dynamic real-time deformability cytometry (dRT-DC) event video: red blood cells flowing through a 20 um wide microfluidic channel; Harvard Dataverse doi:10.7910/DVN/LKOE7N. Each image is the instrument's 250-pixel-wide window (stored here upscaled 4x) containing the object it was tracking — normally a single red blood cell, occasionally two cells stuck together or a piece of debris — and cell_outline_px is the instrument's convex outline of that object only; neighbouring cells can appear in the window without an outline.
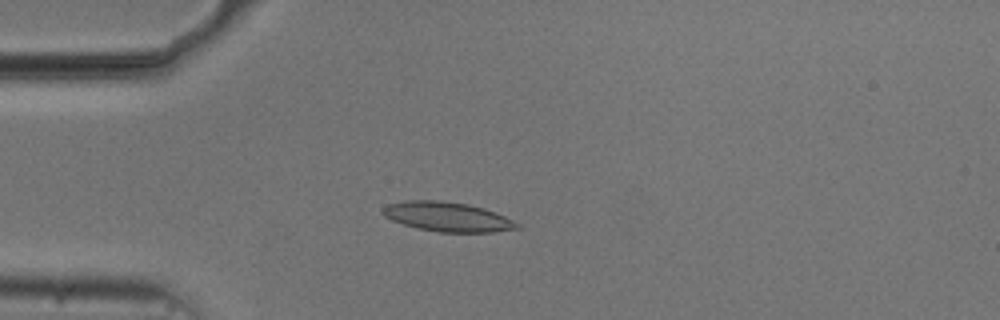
{"species": "common noctule bat (a hibernating species)", "species_latin": "Nyctalus noctula", "temperature_condition": "cold", "stored_images_in_passage": 54, "camera_frame_rate_fps": 3000, "um_per_image_px": 0.085, "animal": {"sex": "male", "body_mass_g": 20.5, "forearm_length_mm": 52.5}, "frame": {"image": 1, "passage_image": 14, "time_ms": 4.333, "image_size_px": [1000, 320], "cell_outline_px": [[520, 228], [492, 232], [440, 232], [416, 228], [392, 220], [384, 216], [380, 212], [380, 208], [388, 204], [408, 200], [440, 200], [468, 204], [484, 208], [504, 216], [520, 224]], "centroid_in_image_um": [38.0, 18.42], "position_along_channel_um": 47.0, "area_um2": 23.12}}
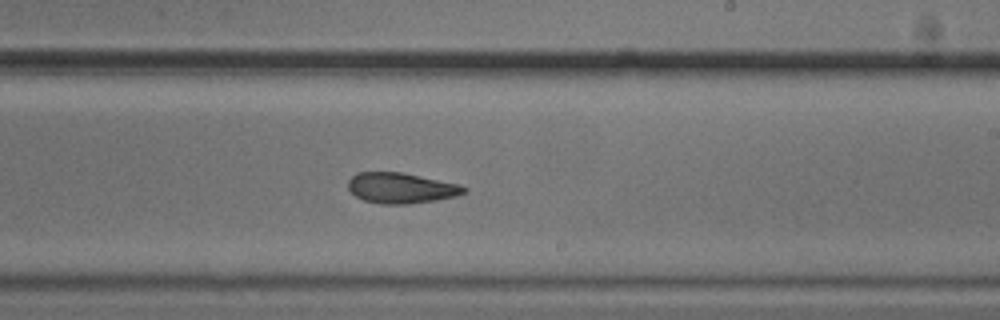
{"frame": {"image": 2, "passage_image": 32, "time_ms": 10.333, "image_size_px": [1000, 320], "cell_outline_px": [[468, 192], [456, 196], [436, 200], [408, 204], [384, 204], [364, 200], [356, 196], [348, 188], [348, 180], [356, 172], [404, 172], [456, 184], [468, 188]], "centroid_in_image_um": [34.09, 15.98], "position_along_channel_um": 254.9, "area_um2": 20.58}}
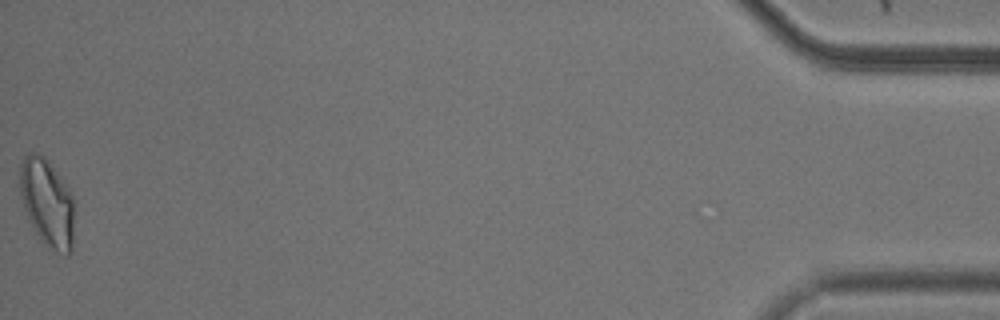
{"frame": {"image": 3, "passage_image": 54, "time_ms": 17.667, "image_size_px": [1000, 320], "cell_outline_px": [[72, 248], [68, 256], [64, 256], [48, 248], [40, 240], [24, 208], [20, 192], [20, 164], [24, 156], [32, 152], [36, 152], [44, 156], [48, 160], [60, 176], [68, 188], [72, 196]], "centroid_in_image_um": [3.99, 17.23], "position_along_channel_um": 431.2, "area_um2": 27.57}, "authors_computed_cell_mechanics": {"area_um2": 21.675, "velocity_mm_per_s": 3.723, "shape_relaxation_time_tau1_ms": 3.9499, "shape_relaxation_time_tau2_ms": 3.8289, "deformation_change_tau1": 0.1135, "deformation_change_tau2": 0.1122}}